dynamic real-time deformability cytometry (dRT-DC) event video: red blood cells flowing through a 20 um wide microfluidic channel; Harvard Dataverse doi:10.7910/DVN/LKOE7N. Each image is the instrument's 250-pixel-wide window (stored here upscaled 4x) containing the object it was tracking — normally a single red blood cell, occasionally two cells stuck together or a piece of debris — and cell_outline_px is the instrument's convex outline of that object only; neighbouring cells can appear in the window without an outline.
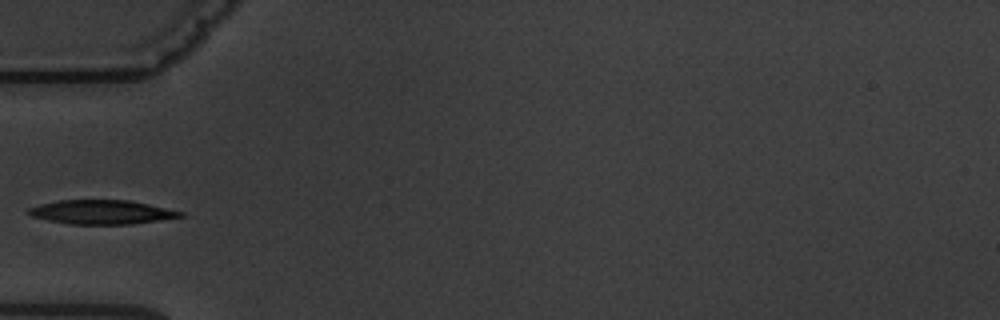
{"species": "common noctule bat (a hibernating species)", "species_latin": "Nyctalus noctula", "temperature_condition": "warm", "stored_images_in_passage": 6, "camera_frame_rate_fps": 3000, "um_per_image_px": 0.085, "animal": {"sex": "male", "body_mass_g": 19.5, "forearm_length_mm": 54.6}, "frame": {"image": 1, "passage_image": 3, "time_ms": 2.333, "image_size_px": [1000, 320], "cell_outline_px": [[184, 216], [132, 224], [72, 224], [48, 220], [32, 216], [24, 212], [28, 208], [40, 204], [56, 200], [128, 200], [148, 204], [184, 212]], "centroid_in_image_um": [8.59, 18.02], "position_along_channel_um": 76.4, "area_um2": 21.21}}
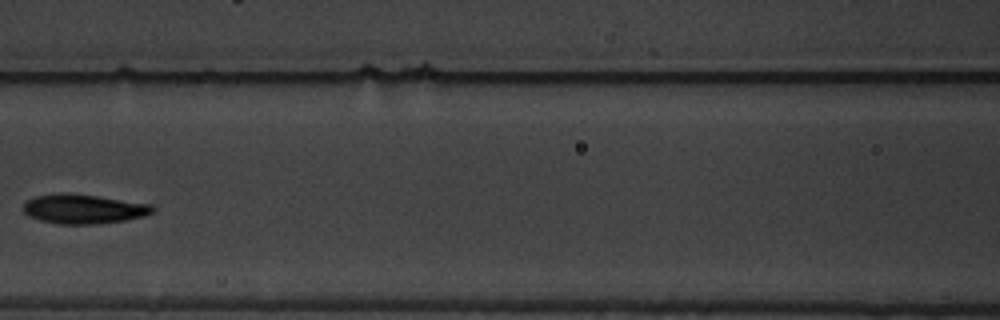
{"frame": {"image": 2, "passage_image": 5, "time_ms": 4.667, "image_size_px": [1000, 320], "cell_outline_px": [[156, 208], [152, 212], [144, 216], [124, 220], [96, 224], [56, 224], [40, 220], [28, 216], [24, 212], [24, 204], [28, 200], [36, 196], [60, 192], [68, 192], [152, 204]], "centroid_in_image_um": [7.09, 17.76], "position_along_channel_um": 159.5, "area_um2": 22.2}}
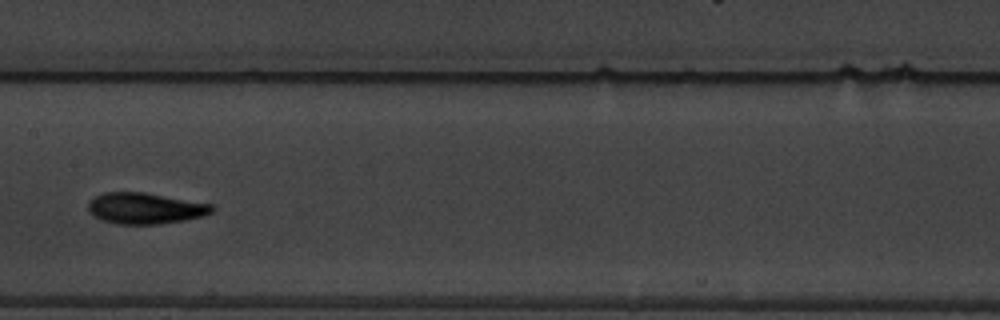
{"frame": {"image": 3, "passage_image": 6, "time_ms": 5.667, "image_size_px": [1000, 320], "cell_outline_px": [[216, 208], [212, 212], [200, 216], [184, 220], [156, 224], [120, 224], [104, 220], [92, 216], [88, 212], [88, 200], [104, 192], [144, 192], [212, 204]], "centroid_in_image_um": [12.31, 17.69], "position_along_channel_um": 195.1, "area_um2": 22.37}}